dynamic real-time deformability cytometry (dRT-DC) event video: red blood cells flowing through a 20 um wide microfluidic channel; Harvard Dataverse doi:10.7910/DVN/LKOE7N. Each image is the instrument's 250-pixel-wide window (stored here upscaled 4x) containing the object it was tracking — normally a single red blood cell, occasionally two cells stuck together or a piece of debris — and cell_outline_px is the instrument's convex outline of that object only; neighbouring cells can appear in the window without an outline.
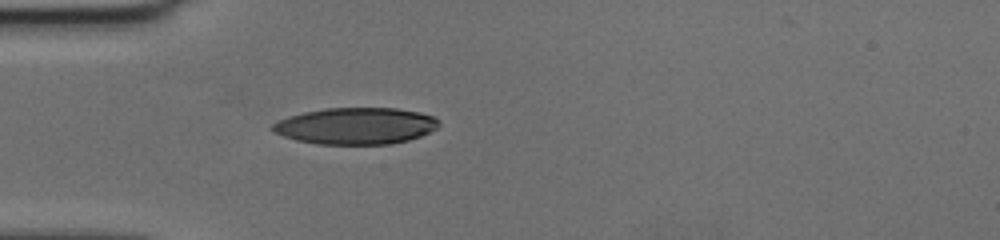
{"species": "human", "species_latin": "Homo sapiens", "temperature_condition": "cold", "stored_images_in_passage": 40, "camera_frame_rate_fps": 3000, "um_per_image_px": 0.085, "donor": {"sex": "female"}, "frame": {"image": 1, "passage_image": 1, "time_ms": 0.0, "image_size_px": [1000, 240], "cell_outline_px": [[440, 124], [436, 128], [420, 136], [408, 140], [392, 144], [316, 144], [296, 140], [284, 136], [276, 132], [272, 128], [272, 124], [288, 116], [304, 112], [324, 108], [396, 108], [420, 112], [432, 116], [440, 120]], "centroid_in_image_um": [30.26, 10.7], "position_along_channel_um": 54.7, "area_um2": 35.43}}
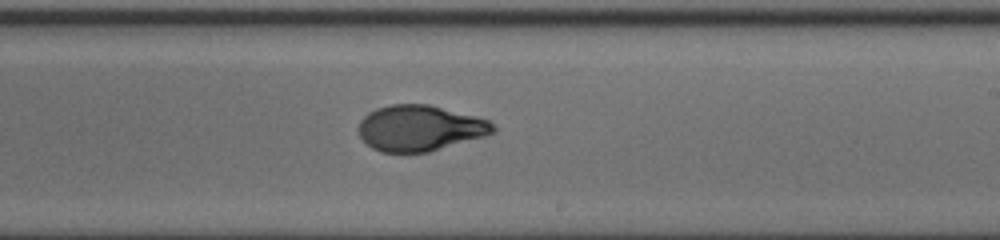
{"frame": {"image": 2, "passage_image": 18, "time_ms": 5.667, "image_size_px": [1000, 240], "cell_outline_px": [[496, 132], [484, 136], [428, 152], [380, 152], [372, 148], [360, 136], [360, 120], [368, 112], [376, 108], [392, 104], [428, 104], [476, 116], [488, 120], [496, 124]], "centroid_in_image_um": [35.71, 10.88], "position_along_channel_um": 253.3, "area_um2": 35.78}}
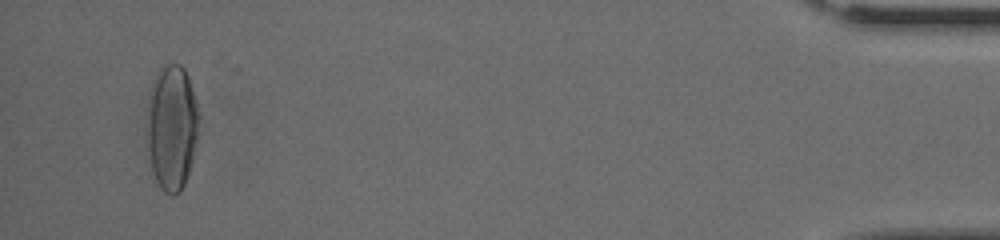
{"frame": {"image": 3, "passage_image": 38, "time_ms": 12.333, "image_size_px": [1000, 240], "cell_outline_px": [[196, 140], [192, 160], [184, 184], [180, 192], [172, 196], [164, 192], [160, 188], [152, 172], [144, 140], [144, 132], [152, 80], [156, 72], [164, 64], [180, 64], [184, 68], [188, 76], [196, 104]], "centroid_in_image_um": [14.52, 10.84], "position_along_channel_um": 420.7, "area_um2": 38.21}, "authors_computed_cell_mechanics": {"area_um2": 36.2695, "velocity_mm_per_s": 3.6711, "shape_relaxation_time_tau1_ms": 4.9814, "shape_relaxation_time_tau2_ms": 1.0888, "deformation_change_tau1": 0.21, "deformation_change_tau2": 0.0626}}